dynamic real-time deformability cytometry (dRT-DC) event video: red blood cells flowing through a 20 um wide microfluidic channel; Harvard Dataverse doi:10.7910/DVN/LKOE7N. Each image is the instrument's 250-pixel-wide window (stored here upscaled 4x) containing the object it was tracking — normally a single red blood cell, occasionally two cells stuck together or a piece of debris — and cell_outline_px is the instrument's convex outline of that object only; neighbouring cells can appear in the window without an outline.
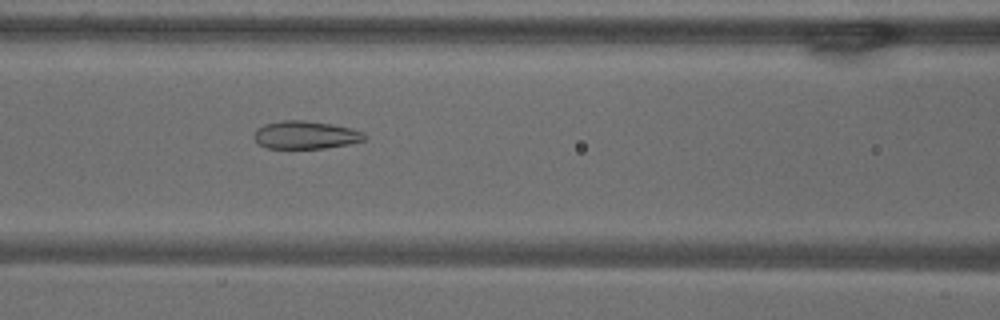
{"species": "common noctule bat (a hibernating species)", "species_latin": "Nyctalus noctula", "temperature_condition": "warm", "stored_images_in_passage": 55, "camera_frame_rate_fps": 3000, "um_per_image_px": 0.085, "animal": {"sex": "male", "body_mass_g": 18.8}, "frame": {"image": 1, "passage_image": 24, "time_ms": 7.667, "image_size_px": [1000, 320], "cell_outline_px": [[368, 136], [364, 140], [348, 144], [324, 148], [268, 148], [260, 144], [252, 136], [256, 128], [264, 124], [280, 120], [304, 120], [332, 124], [352, 128], [364, 132]], "centroid_in_image_um": [25.97, 11.46], "position_along_channel_um": 140.6, "area_um2": 18.09}}
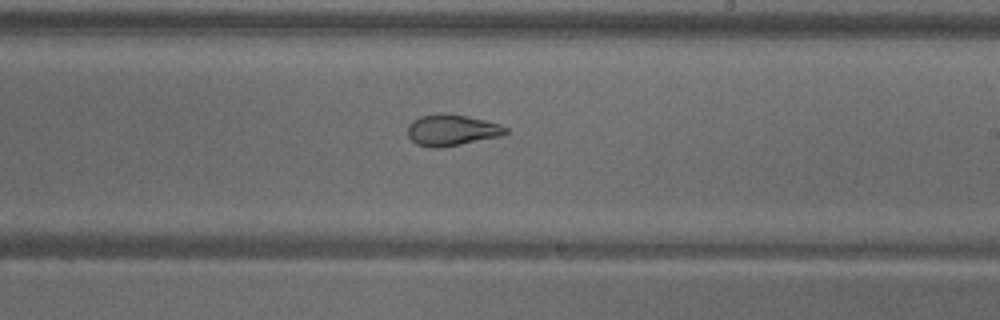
{"frame": {"image": 2, "passage_image": 33, "time_ms": 10.667, "image_size_px": [1000, 320], "cell_outline_px": [[508, 132], [504, 136], [440, 148], [428, 148], [416, 144], [408, 136], [408, 124], [412, 120], [420, 116], [440, 112], [444, 112], [468, 116], [500, 124], [508, 128]], "centroid_in_image_um": [38.4, 11.06], "position_along_channel_um": 250.6, "area_um2": 18.26}}
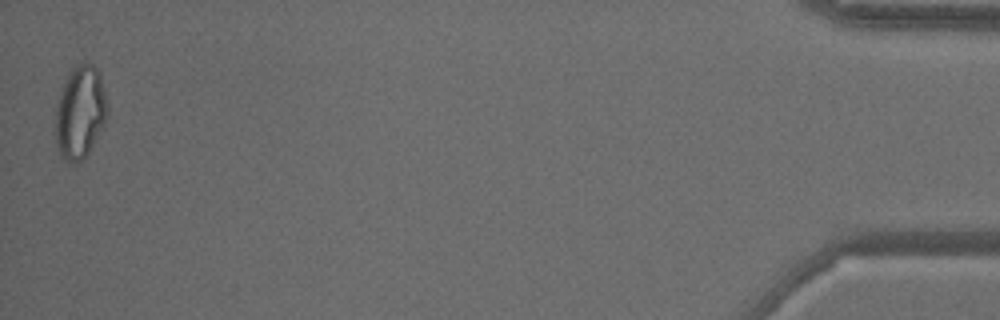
{"frame": {"image": 3, "passage_image": 55, "time_ms": 18.0, "image_size_px": [1000, 320], "cell_outline_px": [[108, 116], [104, 124], [84, 160], [76, 164], [68, 164], [60, 156], [56, 140], [56, 108], [68, 72], [72, 68], [84, 60], [88, 60], [100, 72], [108, 108]], "centroid_in_image_um": [6.83, 9.55], "position_along_channel_um": 428.4, "area_um2": 28.32}, "authors_computed_cell_mechanics": {"area_um2": 23.0044, "velocity_mm_per_s": 3.6698, "shape_relaxation_time_tau1_ms": null, "shape_relaxation_time_tau2_ms": 1.2327, "deformation_change_tau1": null, "deformation_change_tau2": 0.0748}}